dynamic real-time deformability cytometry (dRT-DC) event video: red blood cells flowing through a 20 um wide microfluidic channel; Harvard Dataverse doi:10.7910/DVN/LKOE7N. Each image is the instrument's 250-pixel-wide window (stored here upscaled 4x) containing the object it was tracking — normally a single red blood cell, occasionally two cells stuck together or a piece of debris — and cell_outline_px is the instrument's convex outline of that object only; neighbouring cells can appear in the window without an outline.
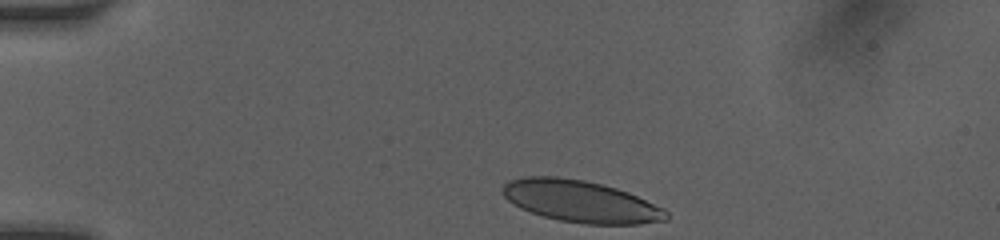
{"species": "human", "species_latin": "Homo sapiens", "temperature_condition": "room temperature", "stored_images_in_passage": 30, "camera_frame_rate_fps": 3000, "um_per_image_px": 0.085, "donor": {"sex": "female"}, "frame": {"image": 1, "passage_image": 1, "time_ms": 0.0, "image_size_px": [1000, 240], "cell_outline_px": [[668, 220], [640, 224], [584, 224], [560, 220], [544, 216], [520, 208], [508, 200], [500, 192], [504, 184], [508, 180], [524, 176], [556, 176], [584, 180], [616, 188], [628, 192], [664, 208], [668, 212]], "centroid_in_image_um": [49.35, 17.11], "position_along_channel_um": 35.7, "area_um2": 39.94}}
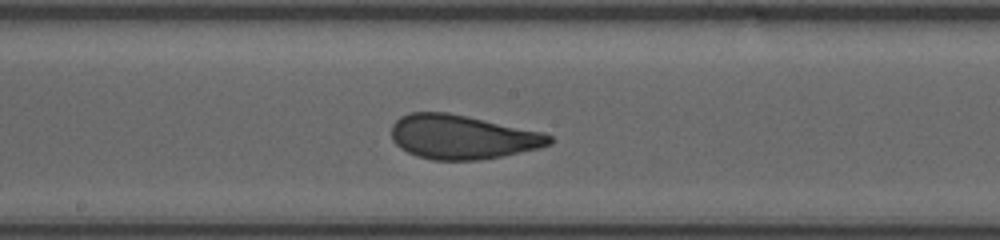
{"frame": {"image": 2, "passage_image": 16, "time_ms": 5.667, "image_size_px": [1000, 240], "cell_outline_px": [[556, 140], [552, 144], [540, 148], [500, 156], [476, 160], [432, 160], [416, 156], [400, 148], [392, 140], [392, 124], [400, 116], [408, 112], [448, 112], [544, 132], [552, 136]], "centroid_in_image_um": [39.3, 11.64], "position_along_channel_um": 208.9, "area_um2": 40.86}}
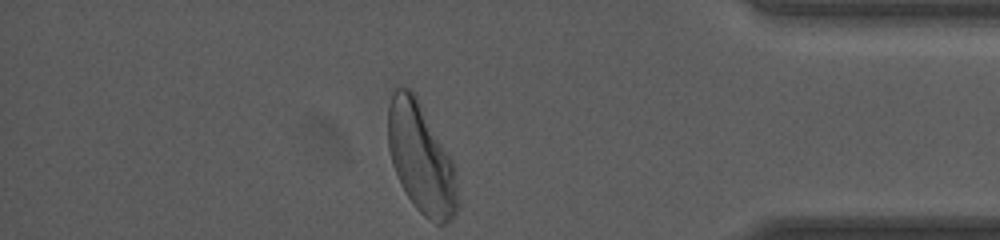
{"frame": {"image": 3, "passage_image": 30, "time_ms": 11.0, "image_size_px": [1000, 240], "cell_outline_px": [[460, 204], [456, 216], [448, 224], [436, 224], [428, 220], [416, 208], [400, 184], [392, 164], [388, 148], [388, 104], [392, 92], [396, 84], [408, 88], [416, 96], [452, 160], [456, 168]], "centroid_in_image_um": [35.81, 13.51], "position_along_channel_um": 399.4, "area_um2": 45.26}, "authors_computed_cell_mechanics": {"area_um2": 40.8935, "velocity_mm_per_s": 4.0793, "shape_relaxation_time_tau1_ms": 4.7223, "shape_relaxation_time_tau2_ms": 0.6041, "deformation_change_tau1": 0.1569, "deformation_change_tau2": 0.0657}}